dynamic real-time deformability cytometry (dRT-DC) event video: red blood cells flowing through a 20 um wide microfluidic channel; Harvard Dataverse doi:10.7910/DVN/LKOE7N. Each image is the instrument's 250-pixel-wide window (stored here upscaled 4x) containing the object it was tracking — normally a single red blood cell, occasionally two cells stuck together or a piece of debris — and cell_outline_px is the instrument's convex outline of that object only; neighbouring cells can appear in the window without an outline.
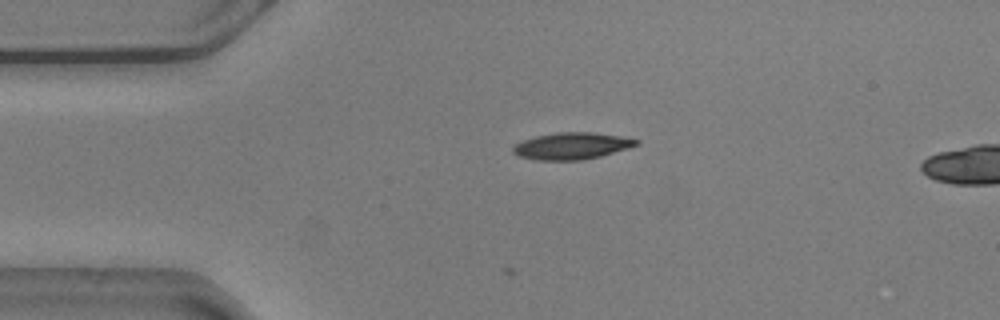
{"species": "common noctule bat (a hibernating species)", "species_latin": "Nyctalus noctula", "temperature_condition": "warm", "stored_images_in_passage": 3, "camera_frame_rate_fps": 3000, "um_per_image_px": 0.085, "animal": {"sex": "male", "body_mass_g": 20.5, "forearm_length_mm": 52.5}, "frame": {"image": 1, "passage_image": 1, "time_ms": 0.0, "image_size_px": [1000, 320], "cell_outline_px": [[640, 144], [628, 148], [600, 156], [580, 160], [540, 160], [520, 156], [512, 152], [512, 148], [516, 144], [524, 140], [536, 136], [556, 132], [592, 132], [620, 136], [640, 140]], "centroid_in_image_um": [48.62, 12.4], "position_along_channel_um": 36.4, "area_um2": 19.07}}